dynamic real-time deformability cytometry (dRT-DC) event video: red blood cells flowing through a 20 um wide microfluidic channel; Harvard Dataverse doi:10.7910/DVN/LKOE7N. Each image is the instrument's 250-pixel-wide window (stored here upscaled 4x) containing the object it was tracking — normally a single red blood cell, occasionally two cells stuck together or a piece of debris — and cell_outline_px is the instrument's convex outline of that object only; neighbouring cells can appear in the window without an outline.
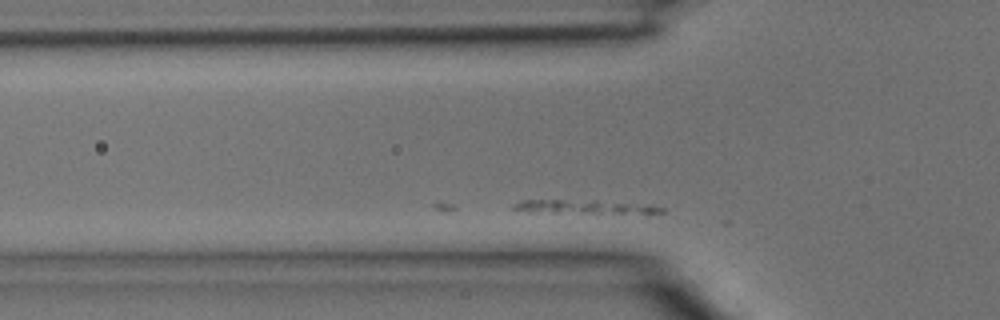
{"species": "common noctule bat (a hibernating species)", "species_latin": "Nyctalus noctula", "temperature_condition": "room temperature", "stored_images_in_passage": 12, "camera_frame_rate_fps": 3000, "um_per_image_px": 0.085, "animal": {"sex": "male", "body_mass_g": 15.6}, "frame": {"image": 1, "passage_image": 3, "time_ms": 0.667, "image_size_px": [1000, 320], "cell_outline_px": [[664, 212], [552, 212], [512, 208], [512, 204], [520, 200], [596, 200], [664, 208]], "centroid_in_image_um": [49.49, 17.55], "position_along_channel_um": 76.3, "area_um2": 10.52}}
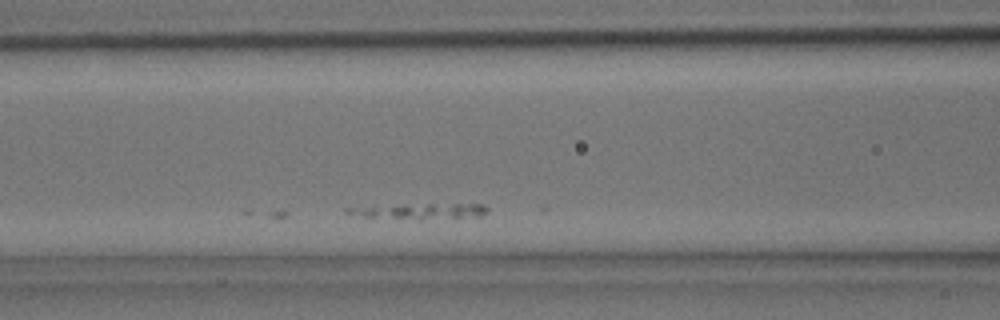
{"frame": {"image": 2, "passage_image": 7, "time_ms": 2.0, "image_size_px": [1000, 320], "cell_outline_px": [[488, 212], [480, 216], [364, 216], [348, 212], [344, 208], [404, 204], [484, 204], [488, 208]], "centroid_in_image_um": [35.82, 17.87], "position_along_channel_um": 130.8, "area_um2": 11.04}}